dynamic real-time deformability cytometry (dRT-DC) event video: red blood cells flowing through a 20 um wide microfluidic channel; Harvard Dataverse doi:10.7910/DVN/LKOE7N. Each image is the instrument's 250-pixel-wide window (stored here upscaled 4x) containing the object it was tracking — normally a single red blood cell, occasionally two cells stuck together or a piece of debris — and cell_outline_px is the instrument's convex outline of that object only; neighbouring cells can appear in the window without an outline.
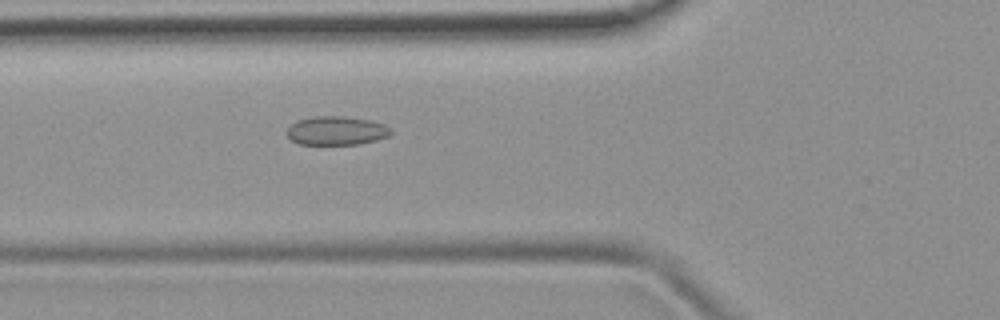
{"species": "common noctule bat (a hibernating species)", "species_latin": "Nyctalus noctula", "temperature_condition": "room temperature", "stored_images_in_passage": 50, "camera_frame_rate_fps": 3000, "um_per_image_px": 0.085, "animal": {"sex": "female", "body_mass_g": 19.9}, "frame": {"image": 1, "passage_image": 19, "time_ms": 6.0, "image_size_px": [1000, 320], "cell_outline_px": [[392, 132], [388, 136], [376, 140], [360, 144], [300, 144], [292, 140], [288, 136], [288, 128], [296, 120], [312, 116], [344, 116], [372, 120], [384, 124], [392, 128]], "centroid_in_image_um": [28.63, 11.09], "position_along_channel_um": 97.2, "area_um2": 17.51}}
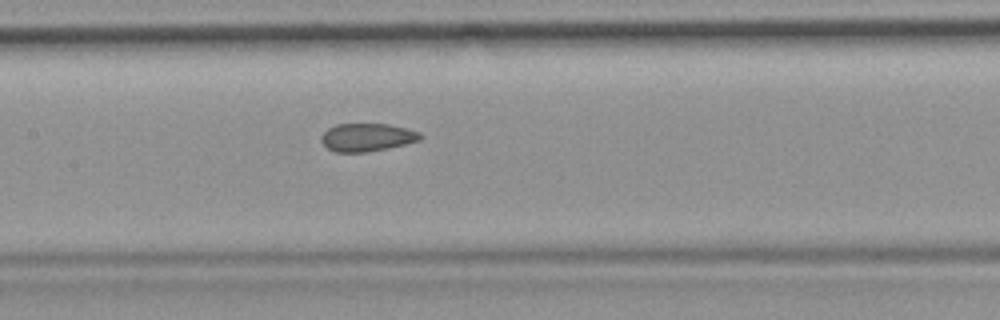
{"frame": {"image": 2, "passage_image": 25, "time_ms": 8.0, "image_size_px": [1000, 320], "cell_outline_px": [[424, 136], [420, 140], [388, 148], [368, 152], [336, 152], [328, 148], [320, 140], [320, 136], [328, 128], [336, 124], [388, 124], [408, 128], [420, 132]], "centroid_in_image_um": [31.21, 11.66], "position_along_channel_um": 176.2, "area_um2": 16.24}}
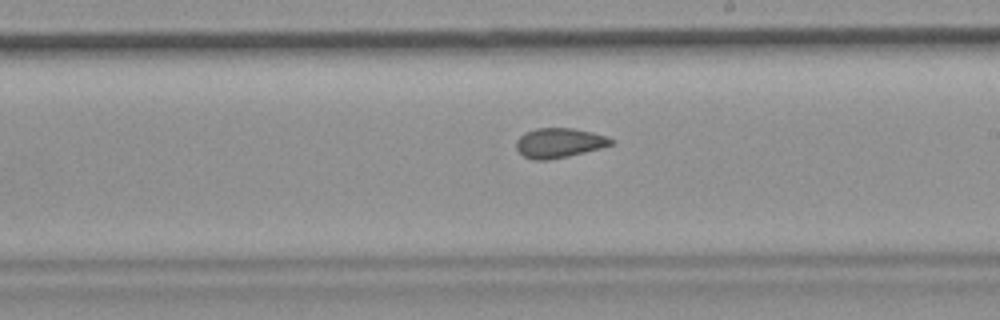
{"frame": {"image": 3, "passage_image": 30, "time_ms": 9.667, "image_size_px": [1000, 320], "cell_outline_px": [[616, 140], [612, 144], [600, 148], [568, 156], [548, 160], [532, 160], [524, 156], [516, 148], [516, 140], [524, 132], [536, 128], [572, 128], [592, 132], [608, 136]], "centroid_in_image_um": [47.53, 12.14], "position_along_channel_um": 241.5, "area_um2": 16.47}, "authors_computed_cell_mechanics": {"area_um2": 17.0221, "velocity_mm_per_s": 3.9335, "shape_relaxation_time_tau1_ms": null, "shape_relaxation_time_tau2_ms": 1.9433, "deformation_change_tau1": null, "deformation_change_tau2": 0.0662}}